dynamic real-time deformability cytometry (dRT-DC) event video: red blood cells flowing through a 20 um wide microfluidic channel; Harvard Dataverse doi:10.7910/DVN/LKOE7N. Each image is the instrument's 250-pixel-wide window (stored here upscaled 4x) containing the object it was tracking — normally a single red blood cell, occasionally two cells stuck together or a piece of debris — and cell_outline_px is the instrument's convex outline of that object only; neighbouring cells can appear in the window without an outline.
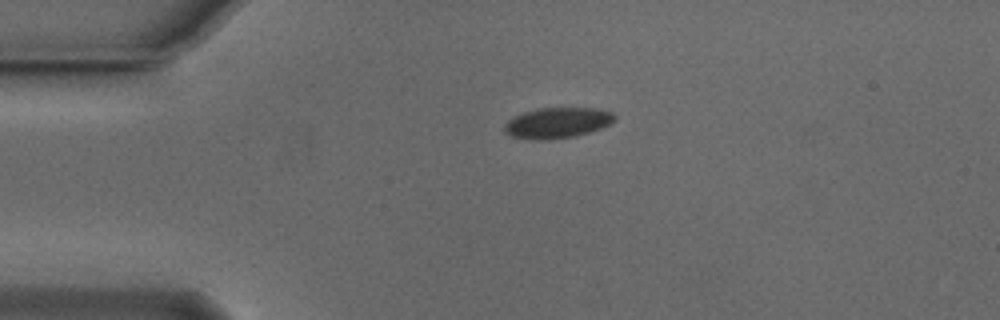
{"species": "Egyptian fruit bat (a non-hibernating species)", "species_latin": "Rousettus aegyptiacus", "temperature_condition": "cold", "stored_images_in_passage": 42, "camera_frame_rate_fps": 3000, "um_per_image_px": 0.085, "animal": {"sex": "male"}, "frame": {"image": 1, "passage_image": 1, "time_ms": 0.0, "image_size_px": [1000, 320], "cell_outline_px": [[616, 120], [600, 128], [588, 132], [572, 136], [548, 140], [532, 140], [512, 136], [504, 132], [504, 124], [512, 116], [536, 108], [600, 108], [612, 112], [616, 116]], "centroid_in_image_um": [47.35, 10.43], "position_along_channel_um": 37.7, "area_um2": 19.77}}
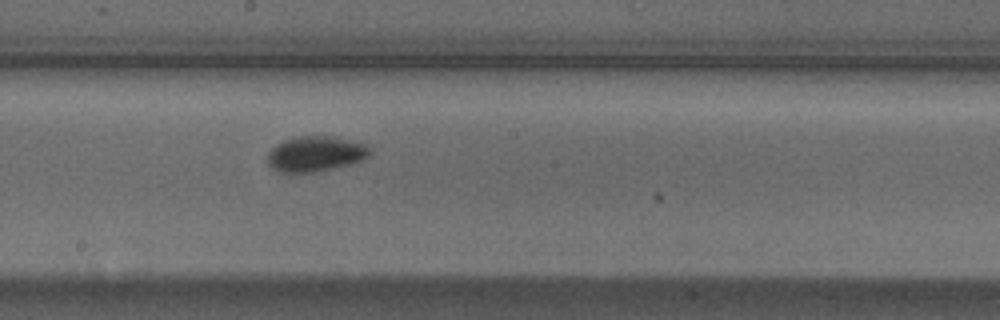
{"frame": {"image": 2, "passage_image": 18, "time_ms": 5.667, "image_size_px": [1000, 320], "cell_outline_px": [[372, 152], [368, 156], [360, 160], [348, 164], [332, 168], [312, 172], [280, 172], [272, 168], [268, 164], [268, 152], [276, 144], [284, 140], [296, 136], [332, 136], [368, 144]], "centroid_in_image_um": [26.81, 13.06], "position_along_channel_um": 221.4, "area_um2": 20.98}}
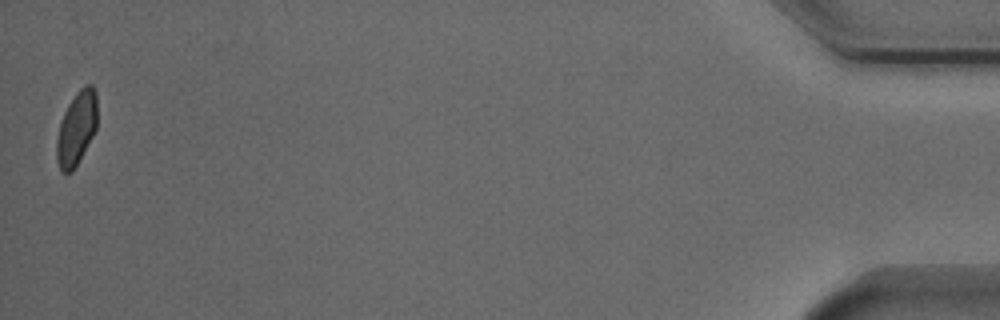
{"frame": {"image": 3, "passage_image": 42, "time_ms": 13.667, "image_size_px": [1000, 320], "cell_outline_px": [[96, 128], [92, 136], [72, 172], [60, 172], [56, 156], [56, 140], [60, 120], [68, 104], [76, 92], [84, 84], [92, 84], [96, 92]], "centroid_in_image_um": [6.48, 10.88], "position_along_channel_um": 428.7, "area_um2": 17.34}, "authors_computed_cell_mechanics": {"area_um2": 19.7098, "velocity_mm_per_s": 3.8215, "shape_relaxation_time_tau1_ms": 3.7746, "shape_relaxation_time_tau2_ms": null, "deformation_change_tau1": 0.0764, "deformation_change_tau2": null}}